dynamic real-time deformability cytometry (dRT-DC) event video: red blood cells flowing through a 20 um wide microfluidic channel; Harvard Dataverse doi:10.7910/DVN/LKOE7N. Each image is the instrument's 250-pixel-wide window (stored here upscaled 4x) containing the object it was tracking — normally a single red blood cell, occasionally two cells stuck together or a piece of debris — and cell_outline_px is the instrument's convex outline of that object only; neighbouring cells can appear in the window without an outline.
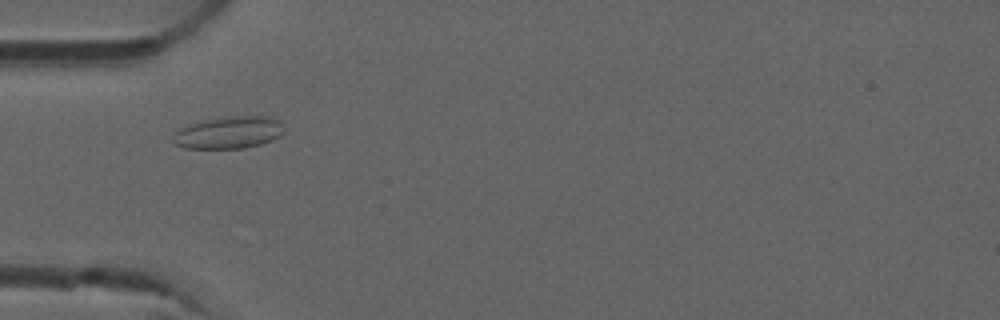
{"species": "common noctule bat (a hibernating species)", "species_latin": "Nyctalus noctula", "temperature_condition": "room temperature", "stored_images_in_passage": 5, "camera_frame_rate_fps": 3000, "um_per_image_px": 0.085, "animal": {"sex": "male", "forearm_length_mm": 52.5}, "frame": {"image": 1, "passage_image": 3, "time_ms": 0.667, "image_size_px": [1000, 320], "cell_outline_px": [[284, 132], [280, 136], [272, 140], [260, 144], [244, 148], [184, 148], [172, 144], [172, 140], [176, 132], [180, 128], [188, 124], [200, 120], [236, 116], [272, 116], [280, 124]], "centroid_in_image_um": [19.41, 11.27], "position_along_channel_um": 65.6, "area_um2": 20.81}}
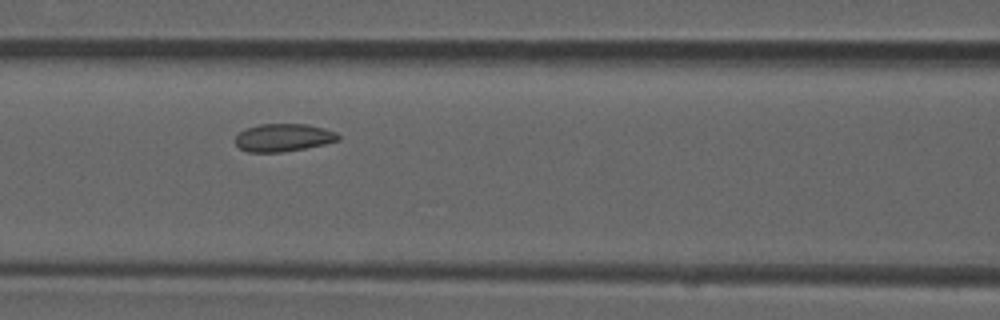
{"frame": {"image": 2, "passage_image": 5, "time_ms": 1.333, "image_size_px": [1000, 320], "cell_outline_px": [[340, 140], [324, 144], [304, 148], [280, 152], [248, 152], [240, 148], [236, 144], [236, 136], [240, 132], [248, 128], [260, 124], [308, 124], [324, 128], [336, 132], [340, 136]], "centroid_in_image_um": [24.11, 11.69], "position_along_channel_um": 142.5, "area_um2": 16.53}}